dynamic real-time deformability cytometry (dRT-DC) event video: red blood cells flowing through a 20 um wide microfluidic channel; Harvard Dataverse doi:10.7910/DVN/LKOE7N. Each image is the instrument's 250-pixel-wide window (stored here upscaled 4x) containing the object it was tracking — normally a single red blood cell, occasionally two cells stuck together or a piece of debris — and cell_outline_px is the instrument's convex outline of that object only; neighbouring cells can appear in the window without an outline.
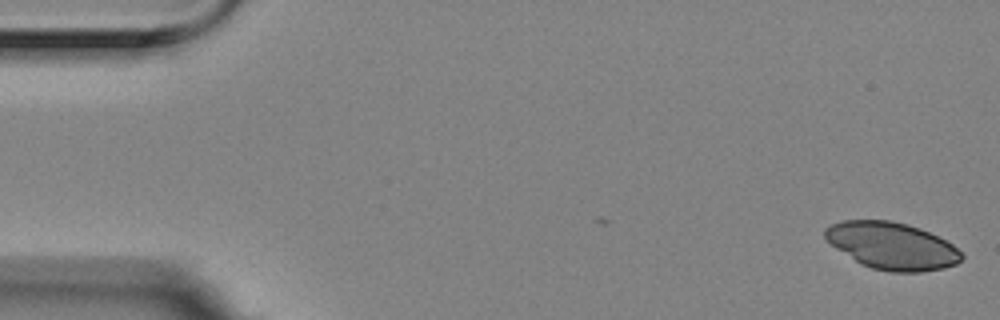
{"species": "Egyptian fruit bat (a non-hibernating species)", "species_latin": "Rousettus aegyptiacus", "temperature_condition": "room temperature", "stored_images_in_passage": 5, "camera_frame_rate_fps": 3000, "um_per_image_px": 0.085, "animal": {"sex": "female"}, "frame": {"image": 1, "passage_image": 1, "time_ms": 0.0, "image_size_px": [1000, 320], "cell_outline_px": [[964, 256], [956, 264], [944, 268], [920, 272], [892, 272], [872, 268], [860, 264], [836, 248], [824, 236], [824, 228], [832, 224], [844, 220], [892, 220], [908, 224], [920, 228], [952, 244]], "centroid_in_image_um": [75.8, 20.89], "position_along_channel_um": 9.2, "area_um2": 37.28}}